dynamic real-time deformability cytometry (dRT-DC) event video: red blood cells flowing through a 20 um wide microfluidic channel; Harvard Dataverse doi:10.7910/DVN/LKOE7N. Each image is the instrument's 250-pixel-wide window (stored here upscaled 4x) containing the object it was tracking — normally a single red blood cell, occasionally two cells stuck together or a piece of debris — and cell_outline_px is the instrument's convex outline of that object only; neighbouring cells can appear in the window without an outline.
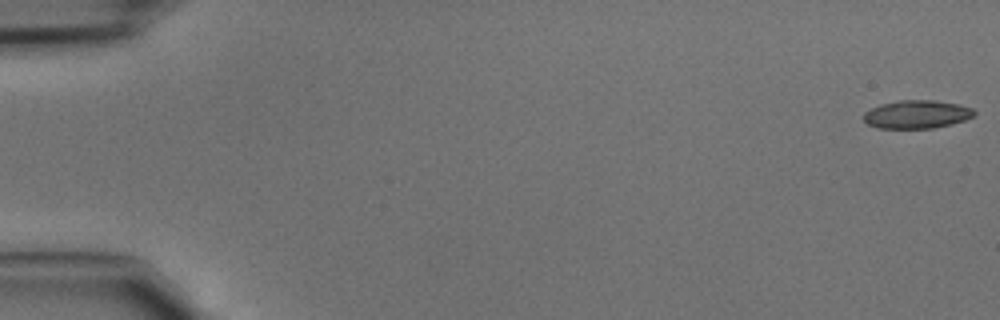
{"species": "common noctule bat (a hibernating species)", "species_latin": "Nyctalus noctula", "temperature_condition": "cold", "stored_images_in_passage": 46, "camera_frame_rate_fps": 3000, "um_per_image_px": 0.085, "animal": {"sex": "male", "body_mass_g": 15.6}, "frame": {"image": 1, "passage_image": 1, "time_ms": 0.0, "image_size_px": [1000, 320], "cell_outline_px": [[976, 112], [972, 116], [964, 120], [952, 124], [932, 128], [876, 128], [868, 124], [864, 120], [864, 112], [880, 104], [900, 100], [932, 100], [960, 104], [972, 108]], "centroid_in_image_um": [77.92, 9.71], "position_along_channel_um": 7.1, "area_um2": 18.15}}
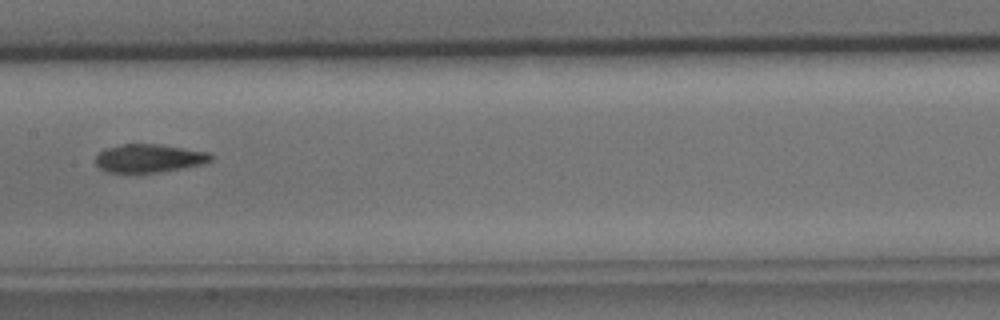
{"frame": {"image": 2, "passage_image": 24, "time_ms": 7.667, "image_size_px": [1000, 320], "cell_outline_px": [[212, 160], [204, 164], [160, 172], [108, 172], [100, 168], [96, 164], [96, 156], [104, 148], [124, 144], [160, 144], [208, 152], [212, 156]], "centroid_in_image_um": [12.68, 13.45], "position_along_channel_um": 194.7, "area_um2": 18.9}}
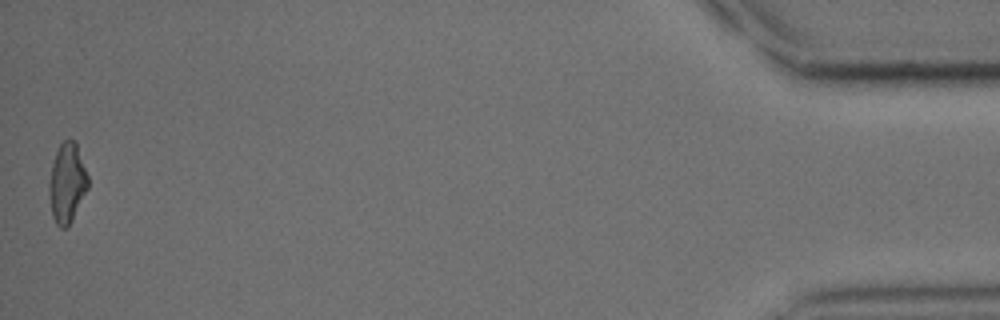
{"frame": {"image": 3, "passage_image": 46, "time_ms": 15.0, "image_size_px": [1000, 320], "cell_outline_px": [[88, 188], [68, 228], [60, 228], [56, 224], [52, 216], [48, 192], [48, 184], [52, 164], [56, 152], [60, 144], [68, 136], [76, 144], [88, 176]], "centroid_in_image_um": [5.68, 15.58], "position_along_channel_um": 429.5, "area_um2": 18.09}}